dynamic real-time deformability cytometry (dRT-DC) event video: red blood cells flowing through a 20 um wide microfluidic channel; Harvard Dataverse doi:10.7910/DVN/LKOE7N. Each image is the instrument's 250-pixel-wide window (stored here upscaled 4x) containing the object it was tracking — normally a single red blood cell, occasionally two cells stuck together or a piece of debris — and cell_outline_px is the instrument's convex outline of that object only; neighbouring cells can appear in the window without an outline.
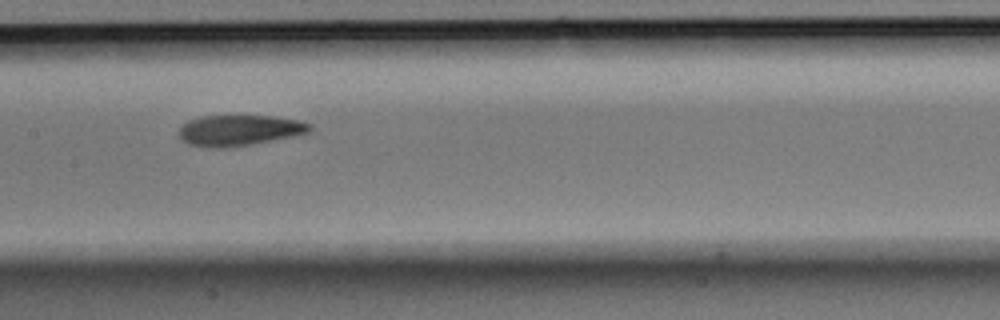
{"species": "Egyptian fruit bat (a non-hibernating species)", "species_latin": "Rousettus aegyptiacus", "temperature_condition": "room temperature", "stored_images_in_passage": 14, "camera_frame_rate_fps": 3000, "um_per_image_px": 0.085, "animal": {"sex": "male"}, "frame": {"image": 1, "passage_image": 7, "time_ms": 2.0, "image_size_px": [1000, 320], "cell_outline_px": [[312, 128], [308, 132], [296, 136], [252, 144], [228, 148], [204, 148], [188, 144], [180, 136], [180, 128], [188, 120], [200, 116], [276, 116], [296, 120], [312, 124]], "centroid_in_image_um": [20.35, 11.09], "position_along_channel_um": 187.1, "area_um2": 23.58}}
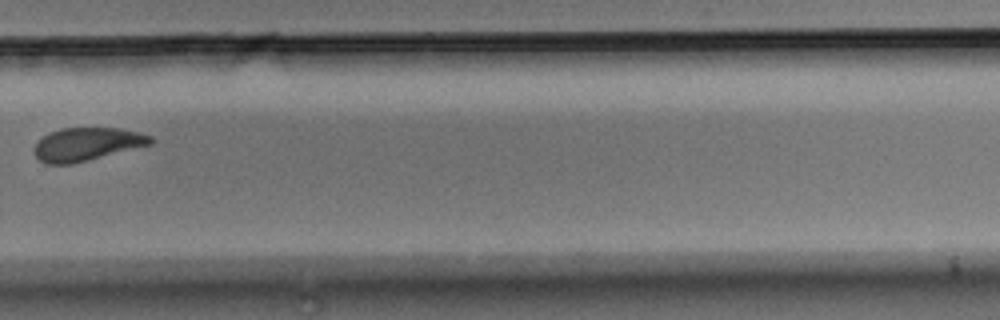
{"frame": {"image": 2, "passage_image": 10, "time_ms": 3.0, "image_size_px": [1000, 320], "cell_outline_px": [[156, 140], [152, 144], [72, 164], [44, 164], [36, 160], [32, 152], [32, 148], [44, 136], [60, 128], [120, 128], [152, 136]], "centroid_in_image_um": [7.35, 12.27], "position_along_channel_um": 322.5, "area_um2": 22.6}}
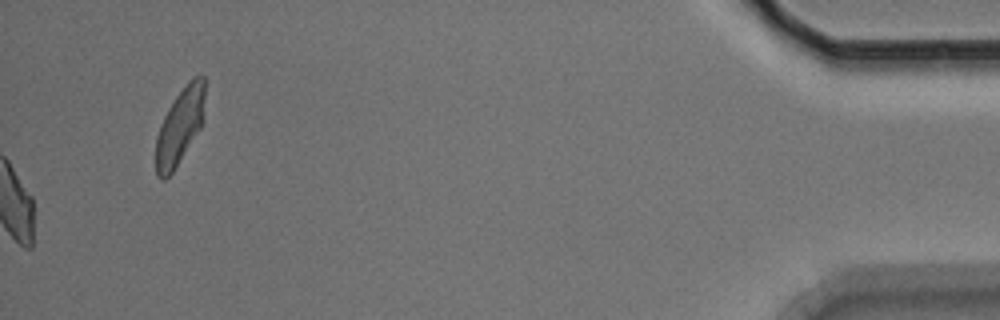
{"frame": {"image": 3, "passage_image": 14, "time_ms": 4.333, "image_size_px": [1000, 320], "cell_outline_px": [[204, 120], [200, 128], [172, 172], [164, 180], [160, 180], [156, 176], [156, 136], [160, 124], [168, 108], [176, 96], [188, 80], [196, 76], [204, 76]], "centroid_in_image_um": [15.27, 10.73], "position_along_channel_um": 419.9, "area_um2": 21.56}}